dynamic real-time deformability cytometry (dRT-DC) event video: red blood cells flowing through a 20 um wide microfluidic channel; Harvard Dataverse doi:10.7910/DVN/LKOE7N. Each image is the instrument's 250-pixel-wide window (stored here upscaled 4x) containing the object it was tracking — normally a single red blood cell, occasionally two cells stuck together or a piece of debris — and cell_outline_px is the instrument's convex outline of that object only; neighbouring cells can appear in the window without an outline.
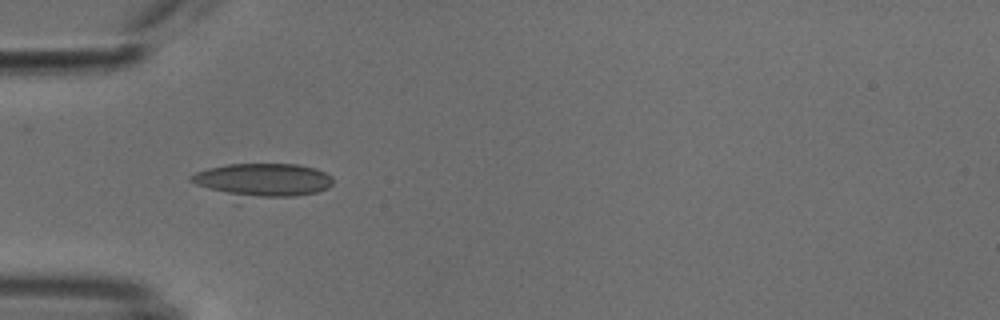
{"species": "common noctule bat (a hibernating species)", "species_latin": "Nyctalus noctula", "temperature_condition": "cold", "stored_images_in_passage": 6, "camera_frame_rate_fps": 3000, "um_per_image_px": 0.085, "animal": {"sex": "male", "body_mass_g": 18.8}, "frame": {"image": 1, "passage_image": 3, "time_ms": 0.667, "image_size_px": [1000, 320], "cell_outline_px": [[332, 184], [328, 188], [316, 192], [292, 196], [236, 204], [232, 204], [188, 180], [188, 176], [196, 172], [208, 168], [228, 164], [300, 164], [316, 168], [332, 176]], "centroid_in_image_um": [22.15, 15.42], "position_along_channel_um": 62.8, "area_um2": 30.17}}
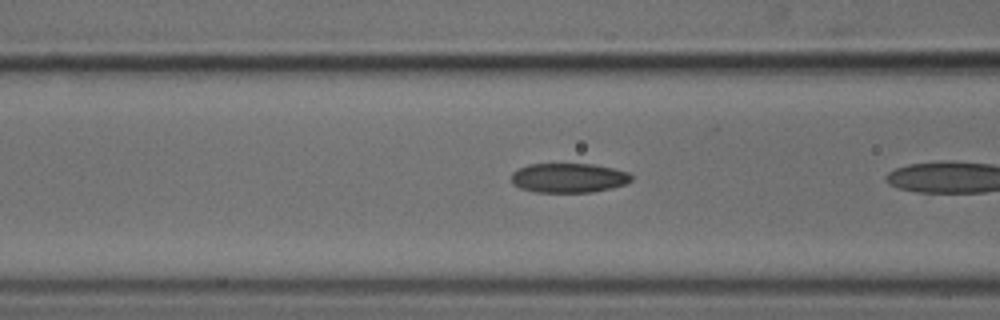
{"frame": {"image": 2, "passage_image": 5, "time_ms": 1.333, "image_size_px": [1000, 320], "cell_outline_px": [[632, 180], [624, 184], [612, 188], [592, 192], [536, 192], [520, 188], [512, 184], [512, 172], [528, 164], [592, 164], [612, 168], [628, 172], [632, 176]], "centroid_in_image_um": [48.33, 15.12], "position_along_channel_um": 118.3, "area_um2": 20.58}}